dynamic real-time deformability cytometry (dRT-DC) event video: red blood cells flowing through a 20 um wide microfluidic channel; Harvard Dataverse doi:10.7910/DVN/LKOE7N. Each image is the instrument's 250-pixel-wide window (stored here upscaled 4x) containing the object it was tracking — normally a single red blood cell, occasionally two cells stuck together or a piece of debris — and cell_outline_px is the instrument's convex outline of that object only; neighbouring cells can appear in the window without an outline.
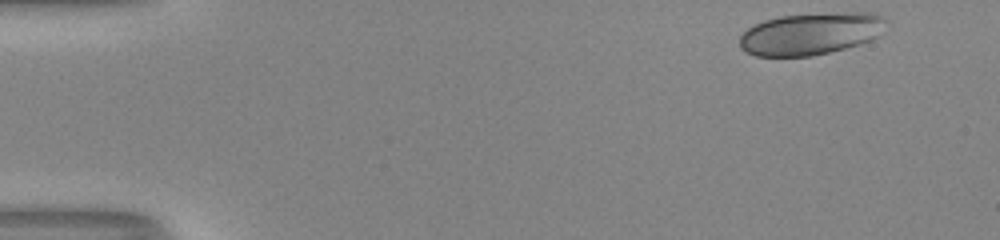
{"species": "human", "species_latin": "Homo sapiens", "temperature_condition": "room temperature", "stored_images_in_passage": 48, "camera_frame_rate_fps": 3000, "um_per_image_px": 0.085, "donor": {"sex": "male"}, "frame": {"image": 1, "passage_image": 1, "time_ms": 0.0, "image_size_px": [1000, 240], "cell_outline_px": [[884, 20], [876, 36], [868, 40], [844, 48], [812, 56], [756, 56], [740, 48], [740, 36], [748, 28], [764, 20], [780, 16], [852, 12], [872, 12], [880, 16]], "centroid_in_image_um": [68.82, 2.87], "position_along_channel_um": 16.2, "area_um2": 35.08}}
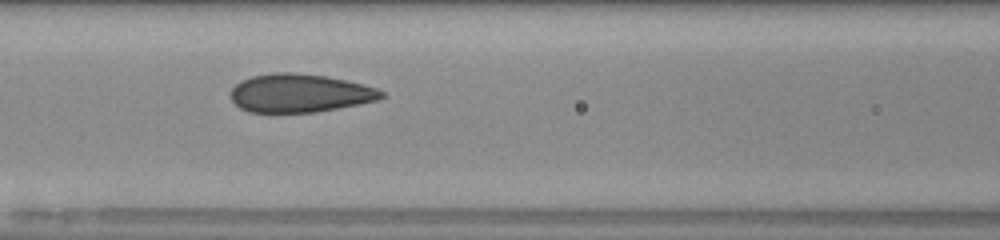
{"frame": {"image": 2, "passage_image": 20, "time_ms": 6.333, "image_size_px": [1000, 240], "cell_outline_px": [[388, 96], [380, 100], [360, 104], [316, 112], [248, 112], [240, 108], [232, 100], [232, 88], [240, 80], [252, 76], [272, 72], [292, 72], [324, 76], [364, 84], [376, 88], [384, 92]], "centroid_in_image_um": [25.51, 7.92], "position_along_channel_um": 141.1, "area_um2": 33.81}}
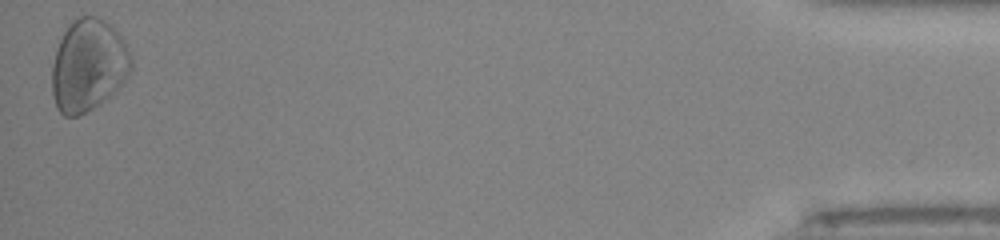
{"frame": {"image": 3, "passage_image": 48, "time_ms": 15.667, "image_size_px": [1000, 240], "cell_outline_px": [[132, 68], [128, 76], [104, 100], [80, 116], [64, 116], [56, 108], [52, 92], [52, 64], [60, 40], [64, 32], [72, 20], [80, 16], [96, 16], [104, 20], [120, 36], [132, 56]], "centroid_in_image_um": [7.49, 5.56], "position_along_channel_um": 427.7, "area_um2": 42.14}, "authors_computed_cell_mechanics": {"area_um2": 34.3043, "velocity_mm_per_s": 4.0582, "shape_relaxation_time_tau1_ms": 8.5977, "shape_relaxation_time_tau2_ms": 0.9965, "deformation_change_tau1": 0.1906, "deformation_change_tau2": 0.0439}}